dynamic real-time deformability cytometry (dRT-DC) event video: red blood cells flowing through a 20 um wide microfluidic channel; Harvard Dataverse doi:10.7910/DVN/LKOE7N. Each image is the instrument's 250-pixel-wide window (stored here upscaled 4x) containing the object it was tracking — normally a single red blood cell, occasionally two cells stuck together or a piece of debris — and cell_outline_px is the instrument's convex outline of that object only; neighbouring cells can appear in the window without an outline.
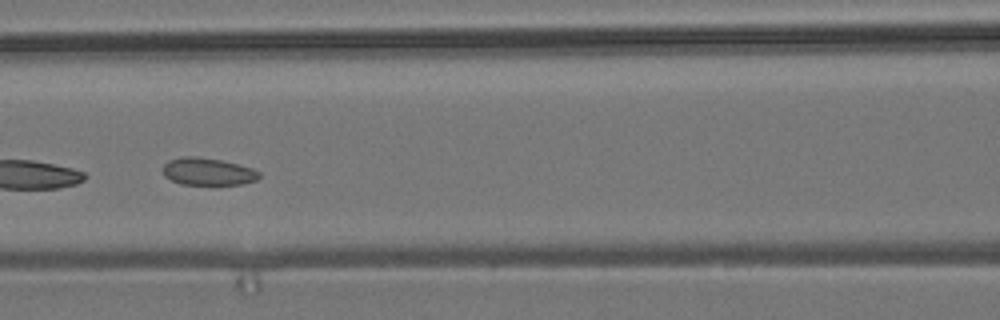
{"species": "common noctule bat (a hibernating species)", "species_latin": "Nyctalus noctula", "temperature_condition": "room temperature", "stored_images_in_passage": 9, "camera_frame_rate_fps": 3000, "um_per_image_px": 0.085, "animal": {"sex": "male", "body_mass_g": 19.2, "forearm_length_mm": 51.8}, "frame": {"image": 1, "passage_image": 6, "time_ms": 1.667, "image_size_px": [1000, 320], "cell_outline_px": [[260, 176], [256, 180], [244, 184], [180, 184], [164, 176], [160, 168], [168, 160], [184, 156], [196, 156], [220, 160], [252, 168], [260, 172]], "centroid_in_image_um": [17.62, 14.58], "position_along_channel_um": 149.0, "area_um2": 15.37}}
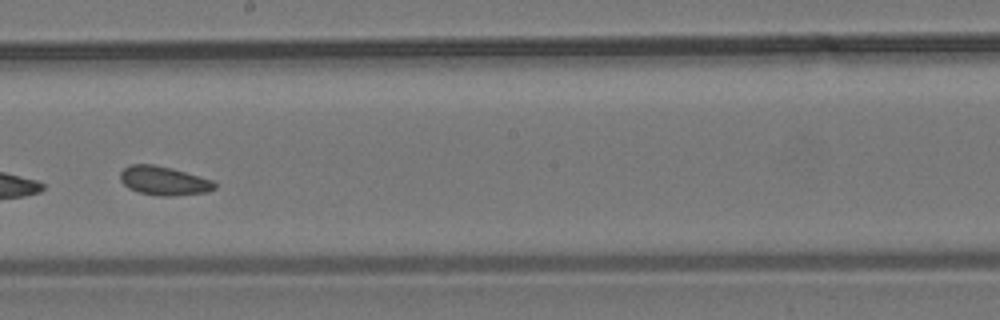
{"frame": {"image": 2, "passage_image": 8, "time_ms": 2.333, "image_size_px": [1000, 320], "cell_outline_px": [[216, 188], [208, 192], [168, 196], [160, 196], [140, 192], [128, 188], [120, 180], [120, 172], [128, 164], [152, 164], [172, 168], [212, 180], [216, 184]], "centroid_in_image_um": [13.91, 15.36], "position_along_channel_um": 234.3, "area_um2": 15.84}}
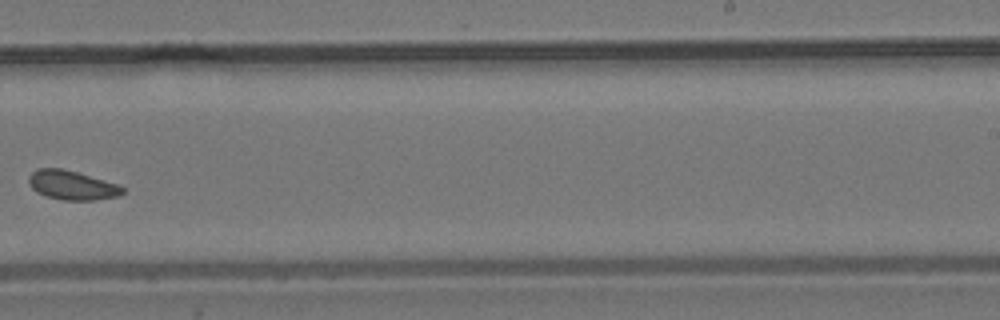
{"frame": {"image": 3, "passage_image": 9, "time_ms": 2.667, "image_size_px": [1000, 320], "cell_outline_px": [[124, 192], [120, 196], [96, 200], [64, 200], [44, 196], [36, 192], [28, 184], [28, 176], [36, 168], [60, 168], [76, 172], [116, 184], [124, 188]], "centroid_in_image_um": [6.07, 15.75], "position_along_channel_um": 282.9, "area_um2": 15.95}}